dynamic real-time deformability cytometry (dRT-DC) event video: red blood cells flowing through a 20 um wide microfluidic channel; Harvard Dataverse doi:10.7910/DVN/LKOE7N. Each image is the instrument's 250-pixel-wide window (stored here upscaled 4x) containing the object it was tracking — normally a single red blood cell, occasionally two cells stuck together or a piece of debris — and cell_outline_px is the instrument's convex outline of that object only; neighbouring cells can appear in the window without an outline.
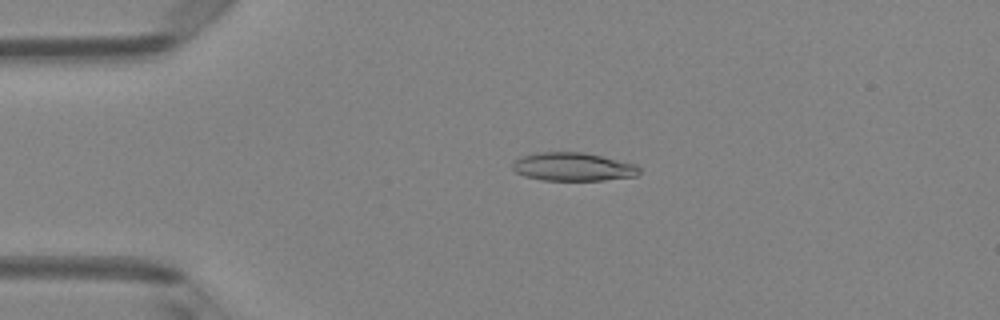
{"species": "Egyptian fruit bat (a non-hibernating species)", "species_latin": "Rousettus aegyptiacus", "temperature_condition": "room temperature", "stored_images_in_passage": 2, "camera_frame_rate_fps": 3000, "um_per_image_px": 0.085, "animal": {"sex": "female"}, "frame": {"image": 1, "passage_image": 1, "time_ms": 0.0, "image_size_px": [1000, 320], "cell_outline_px": [[640, 172], [636, 176], [604, 180], [540, 180], [524, 176], [516, 172], [512, 168], [512, 164], [520, 156], [536, 152], [584, 152], [636, 164], [640, 168]], "centroid_in_image_um": [48.69, 14.17], "position_along_channel_um": 36.3, "area_um2": 21.04}}